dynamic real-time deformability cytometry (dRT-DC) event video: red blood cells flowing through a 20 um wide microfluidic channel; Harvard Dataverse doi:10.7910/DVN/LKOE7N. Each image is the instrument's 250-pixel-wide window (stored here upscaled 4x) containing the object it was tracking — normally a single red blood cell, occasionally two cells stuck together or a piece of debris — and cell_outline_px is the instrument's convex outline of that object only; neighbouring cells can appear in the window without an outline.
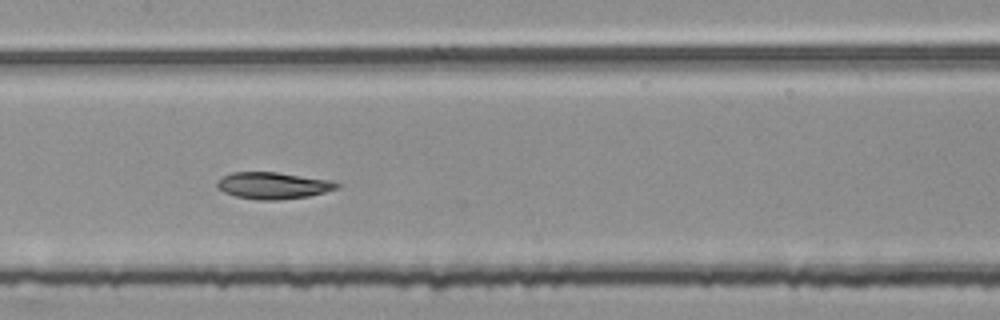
{"species": "common noctule bat (a hibernating species)", "species_latin": "Nyctalus noctula", "temperature_condition": "room temperature", "stored_images_in_passage": 46, "segment_of_instrument_passage": [2, 2], "camera_frame_rate_fps": 3000, "um_per_image_px": 0.085, "animal": {"sex": "female", "body_mass_g": 25.1}, "frame": {"image": 1, "passage_image": 21, "time_ms": 6.667, "image_size_px": [1000, 320], "cell_outline_px": [[340, 188], [308, 196], [280, 200], [260, 200], [236, 196], [224, 192], [216, 188], [216, 180], [232, 172], [276, 172], [332, 180], [340, 184]], "centroid_in_image_um": [23.21, 15.77], "position_along_channel_um": 184.2, "area_um2": 18.73}}
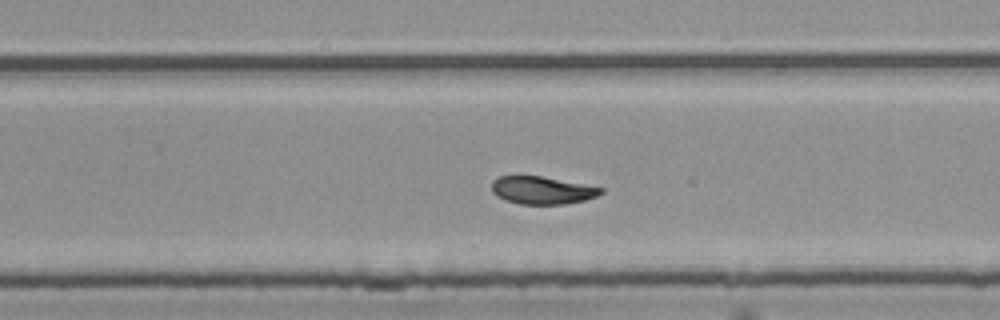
{"frame": {"image": 2, "passage_image": 29, "time_ms": 9.333, "image_size_px": [1000, 320], "cell_outline_px": [[604, 192], [596, 196], [584, 200], [564, 204], [520, 204], [508, 200], [492, 192], [492, 180], [496, 176], [540, 176], [604, 188]], "centroid_in_image_um": [46.08, 16.16], "position_along_channel_um": 283.7, "area_um2": 17.34}}
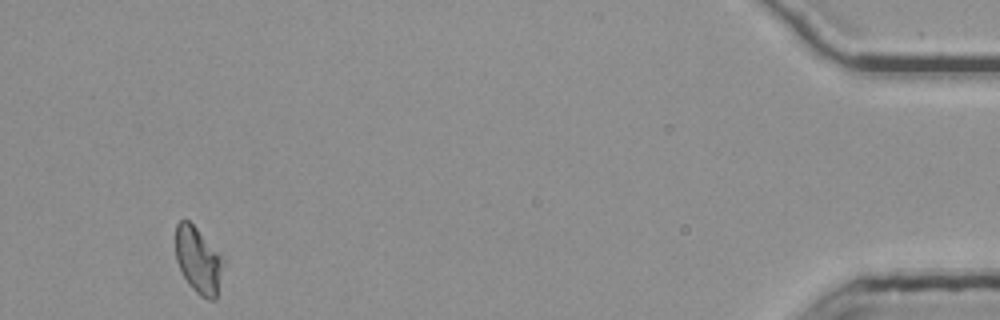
{"frame": {"image": 3, "passage_image": 46, "time_ms": 15.0, "image_size_px": [1000, 320], "cell_outline_px": [[224, 260], [216, 300], [208, 300], [200, 296], [188, 284], [176, 260], [176, 224], [180, 220], [188, 220], [224, 256]], "centroid_in_image_um": [16.87, 22.13], "position_along_channel_um": 418.3, "area_um2": 18.44}}